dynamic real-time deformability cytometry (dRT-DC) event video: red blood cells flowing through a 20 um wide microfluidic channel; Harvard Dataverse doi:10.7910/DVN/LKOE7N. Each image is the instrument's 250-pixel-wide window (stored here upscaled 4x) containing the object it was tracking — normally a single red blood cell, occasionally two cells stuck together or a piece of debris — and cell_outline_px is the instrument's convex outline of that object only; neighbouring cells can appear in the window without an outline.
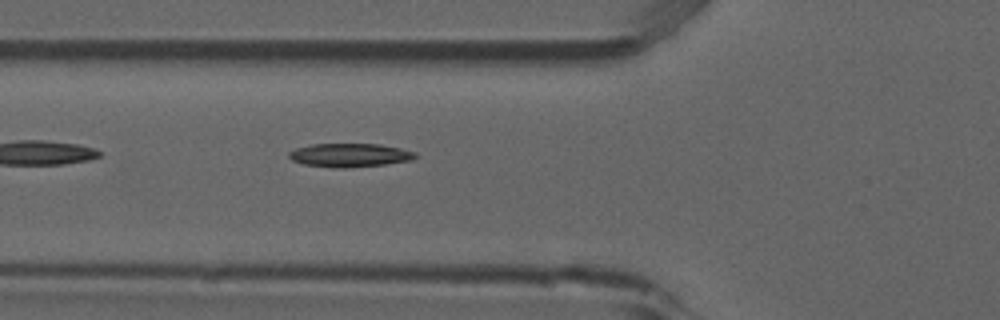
{"species": "common noctule bat (a hibernating species)", "species_latin": "Nyctalus noctula", "temperature_condition": "room temperature", "stored_images_in_passage": 6, "camera_frame_rate_fps": 3000, "um_per_image_px": 0.085, "animal": {"sex": "male", "forearm_length_mm": 52.5}, "frame": {"image": 1, "passage_image": 6, "time_ms": 1.667, "image_size_px": [1000, 320], "cell_outline_px": [[416, 156], [412, 160], [384, 164], [344, 168], [336, 168], [304, 164], [292, 160], [288, 156], [288, 152], [296, 148], [312, 144], [380, 144], [400, 148], [416, 152]], "centroid_in_image_um": [29.72, 13.18], "position_along_channel_um": 96.1, "area_um2": 17.28}}